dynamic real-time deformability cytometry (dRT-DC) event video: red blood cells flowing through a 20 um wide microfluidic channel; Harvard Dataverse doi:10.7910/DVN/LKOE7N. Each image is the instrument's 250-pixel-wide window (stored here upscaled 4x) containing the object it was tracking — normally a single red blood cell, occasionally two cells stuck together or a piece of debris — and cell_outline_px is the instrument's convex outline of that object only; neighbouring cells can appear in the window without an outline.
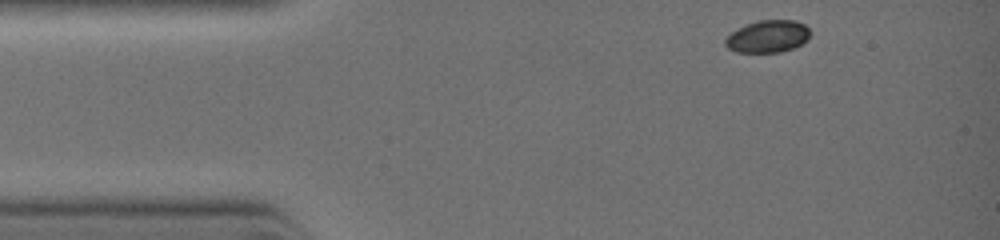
{"species": "common noctule bat (a hibernating species)", "species_latin": "Nyctalus noctula", "temperature_condition": "warm", "stored_images_in_passage": 4, "camera_frame_rate_fps": 3000, "um_per_image_px": 0.085, "animal": {"sex": "female", "body_mass_g": 19.0, "forearm_length_mm": 51.5}, "frame": {"image": 1, "passage_image": 1, "time_ms": 0.0, "image_size_px": [1000, 240], "cell_outline_px": [[808, 40], [792, 48], [780, 52], [736, 52], [728, 48], [724, 44], [724, 40], [732, 32], [744, 24], [756, 20], [796, 20], [804, 24], [808, 28]], "centroid_in_image_um": [65.23, 3.08], "position_along_channel_um": 19.8, "area_um2": 15.95}}
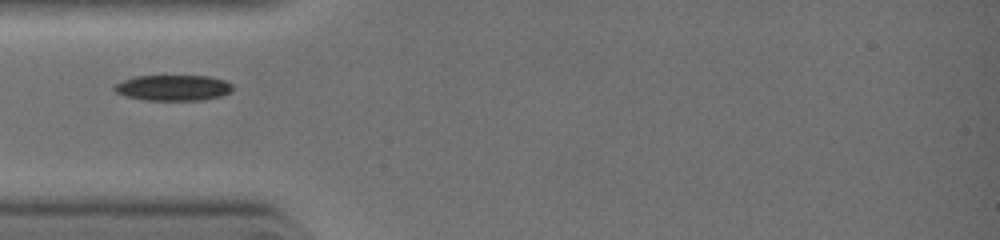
{"frame": {"image": 2, "passage_image": 3, "time_ms": 2.0, "image_size_px": [1000, 240], "cell_outline_px": [[232, 92], [220, 96], [204, 100], [144, 100], [124, 96], [116, 92], [112, 88], [116, 84], [124, 80], [136, 76], [208, 76], [224, 80], [232, 84]], "centroid_in_image_um": [14.72, 7.47], "position_along_channel_um": 70.3, "area_um2": 17.74}}